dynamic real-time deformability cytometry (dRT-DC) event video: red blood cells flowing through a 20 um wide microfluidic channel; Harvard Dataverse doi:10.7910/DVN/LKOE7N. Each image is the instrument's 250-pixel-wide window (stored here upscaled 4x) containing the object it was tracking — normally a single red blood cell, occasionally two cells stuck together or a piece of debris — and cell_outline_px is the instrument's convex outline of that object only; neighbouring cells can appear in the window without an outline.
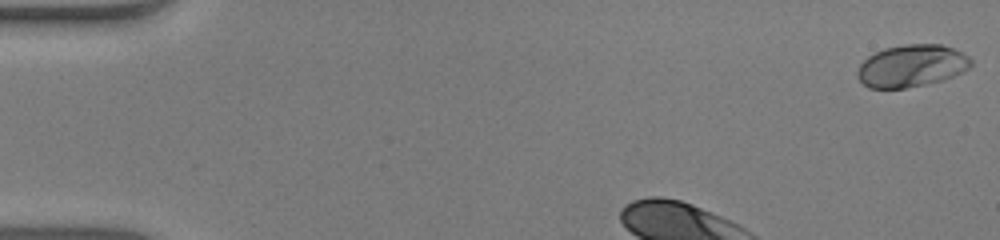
{"species": "human", "species_latin": "Homo sapiens", "temperature_condition": "warm", "stored_images_in_passage": 36, "camera_frame_rate_fps": 3000, "um_per_image_px": 0.085, "donor": {"sex": "male"}, "frame": {"image": 1, "passage_image": 1, "time_ms": 0.0, "image_size_px": [1000, 240], "cell_outline_px": [[972, 64], [968, 68], [944, 80], [904, 88], [868, 88], [856, 76], [856, 72], [860, 64], [868, 56], [884, 48], [904, 44], [940, 44], [952, 48], [968, 56], [972, 60]], "centroid_in_image_um": [77.46, 5.59], "position_along_channel_um": 7.5, "area_um2": 27.8}}
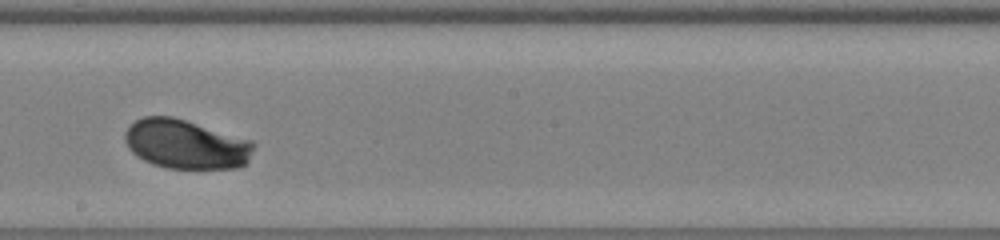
{"frame": {"image": 2, "passage_image": 23, "time_ms": 7.333, "image_size_px": [1000, 240], "cell_outline_px": [[256, 144], [248, 160], [244, 164], [236, 168], [168, 168], [152, 164], [136, 156], [128, 148], [124, 140], [124, 132], [136, 120], [144, 116], [172, 116], [252, 140]], "centroid_in_image_um": [15.79, 12.26], "position_along_channel_um": 232.4, "area_um2": 36.93}}
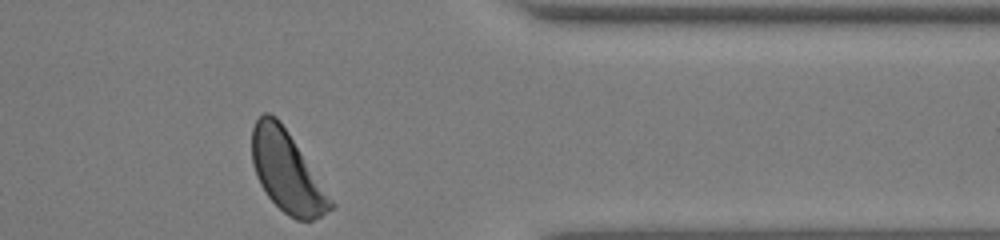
{"frame": {"image": 3, "passage_image": 36, "time_ms": 11.667, "image_size_px": [1000, 240], "cell_outline_px": [[336, 204], [332, 208], [320, 216], [312, 220], [296, 220], [288, 216], [268, 196], [260, 184], [256, 176], [252, 164], [252, 128], [256, 120], [264, 112], [268, 112], [276, 116], [280, 120]], "centroid_in_image_um": [24.37, 14.58], "position_along_channel_um": 387.0, "area_um2": 36.76}, "authors_computed_cell_mechanics": {"area_um2": 36.7319, "velocity_mm_per_s": 3.8894, "shape_relaxation_time_tau1_ms": 1.0627, "shape_relaxation_time_tau2_ms": null, "deformation_change_tau1": 0.0911, "deformation_change_tau2": null}}